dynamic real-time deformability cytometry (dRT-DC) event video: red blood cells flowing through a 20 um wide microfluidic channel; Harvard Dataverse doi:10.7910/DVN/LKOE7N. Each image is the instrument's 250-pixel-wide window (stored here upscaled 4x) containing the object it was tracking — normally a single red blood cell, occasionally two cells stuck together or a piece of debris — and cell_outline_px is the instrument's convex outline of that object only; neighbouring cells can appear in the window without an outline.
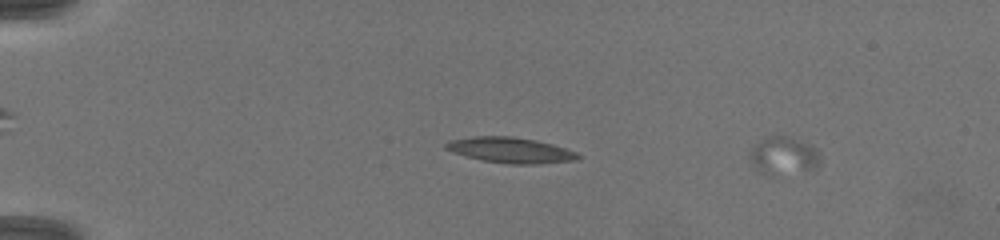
{"species": "common noctule bat (a hibernating species)", "species_latin": "Nyctalus noctula", "temperature_condition": "warm", "stored_images_in_passage": 15, "camera_frame_rate_fps": 3000, "um_per_image_px": 0.085, "animal": {"sex": "female", "body_mass_g": 19.5, "forearm_length_mm": 54.1}, "frame": {"image": 1, "passage_image": 15, "time_ms": 4.667, "image_size_px": [1000, 240], "cell_outline_px": [[816, 168], [772, 176], [768, 176], [760, 172], [752, 164], [752, 148], [764, 136], [784, 136], [812, 144], [816, 152]], "centroid_in_image_um": [66.54, 13.24], "position_along_channel_um": 18.5, "area_um2": 14.97}}